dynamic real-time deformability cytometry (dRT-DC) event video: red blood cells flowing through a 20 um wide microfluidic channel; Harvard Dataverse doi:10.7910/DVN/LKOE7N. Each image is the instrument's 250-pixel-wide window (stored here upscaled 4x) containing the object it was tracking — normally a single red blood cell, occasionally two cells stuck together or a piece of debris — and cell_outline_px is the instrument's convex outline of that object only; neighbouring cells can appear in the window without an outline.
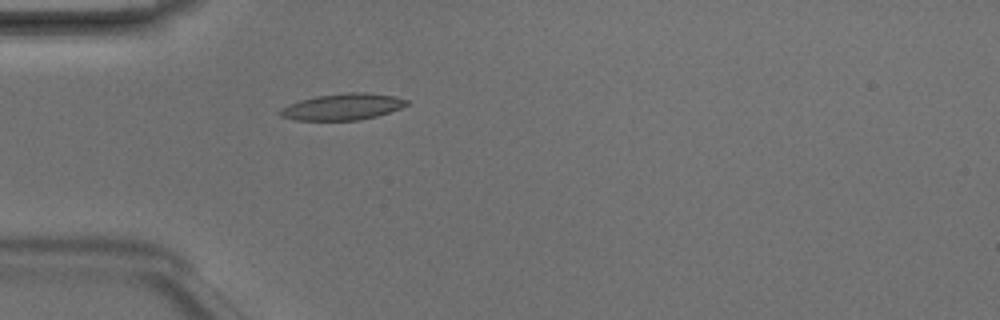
{"species": "Egyptian fruit bat (a non-hibernating species)", "species_latin": "Rousettus aegyptiacus", "temperature_condition": "room temperature", "stored_images_in_passage": 41, "camera_frame_rate_fps": 3000, "um_per_image_px": 0.085, "animal": {"sex": "male"}, "frame": {"image": 1, "passage_image": 7, "time_ms": 2.0, "image_size_px": [1000, 320], "cell_outline_px": [[408, 104], [400, 108], [376, 116], [356, 120], [296, 120], [280, 116], [280, 108], [288, 104], [300, 100], [316, 96], [348, 92], [364, 92], [396, 96], [408, 100]], "centroid_in_image_um": [29.11, 9.07], "position_along_channel_um": 55.9, "area_um2": 19.36}}
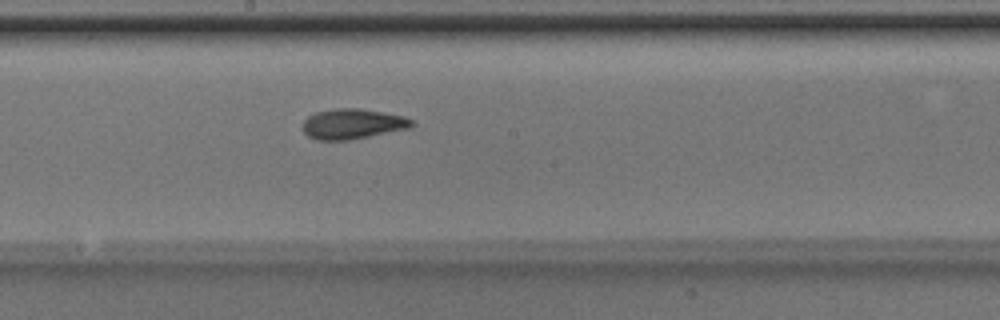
{"frame": {"image": 2, "passage_image": 19, "time_ms": 6.0, "image_size_px": [1000, 320], "cell_outline_px": [[416, 124], [408, 128], [348, 140], [316, 140], [308, 136], [304, 132], [304, 120], [308, 116], [316, 112], [336, 108], [360, 108], [384, 112], [404, 116], [412, 120]], "centroid_in_image_um": [29.96, 10.52], "position_along_channel_um": 218.2, "area_um2": 19.07}}
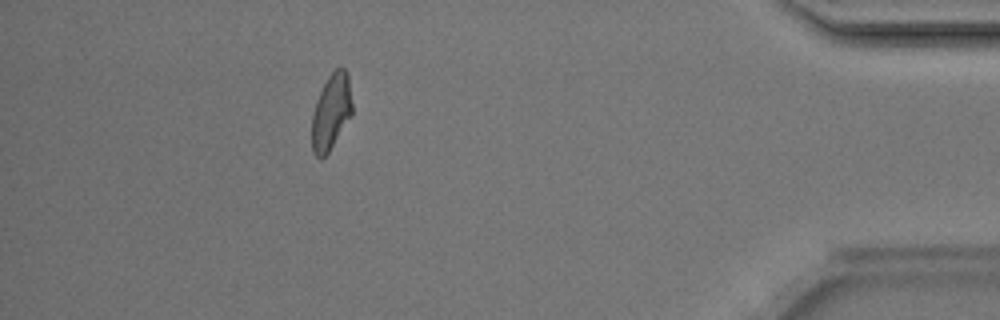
{"frame": {"image": 3, "passage_image": 36, "time_ms": 11.667, "image_size_px": [1000, 320], "cell_outline_px": [[352, 116], [328, 152], [320, 160], [312, 152], [312, 112], [316, 100], [328, 76], [336, 68], [344, 68], [348, 76], [352, 104]], "centroid_in_image_um": [28.14, 9.53], "position_along_channel_um": 407.1, "area_um2": 17.8}, "authors_computed_cell_mechanics": {"area_um2": 18.496, "velocity_mm_per_s": 4.2114, "shape_relaxation_time_tau1_ms": 3.5075, "shape_relaxation_time_tau2_ms": 2.9986, "deformation_change_tau1": 0.1497, "deformation_change_tau2": 0.1082}}